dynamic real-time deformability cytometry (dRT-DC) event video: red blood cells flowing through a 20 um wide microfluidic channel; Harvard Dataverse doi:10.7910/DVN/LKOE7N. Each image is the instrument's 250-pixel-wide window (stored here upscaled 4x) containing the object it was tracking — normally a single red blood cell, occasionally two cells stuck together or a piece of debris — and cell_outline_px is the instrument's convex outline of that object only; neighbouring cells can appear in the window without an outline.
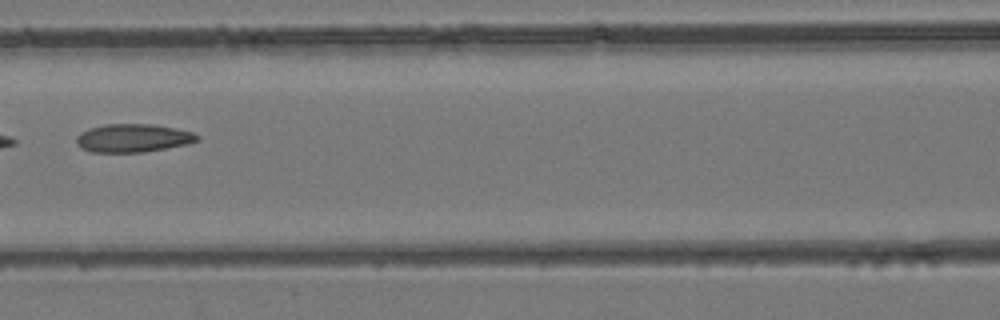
{"species": "common noctule bat (a hibernating species)", "species_latin": "Nyctalus noctula", "temperature_condition": "room temperature", "stored_images_in_passage": 7, "camera_frame_rate_fps": 3000, "um_per_image_px": 0.085, "animal": {"sex": "female", "body_mass_g": 24.6, "forearm_length_mm": 56.2}, "frame": {"image": 1, "passage_image": 6, "time_ms": 5.667, "image_size_px": [1000, 320], "cell_outline_px": [[200, 140], [188, 144], [144, 152], [88, 152], [80, 148], [76, 144], [76, 136], [80, 132], [88, 128], [104, 124], [152, 124], [176, 128], [192, 132], [200, 136]], "centroid_in_image_um": [11.28, 11.73], "position_along_channel_um": 155.3, "area_um2": 20.17}}
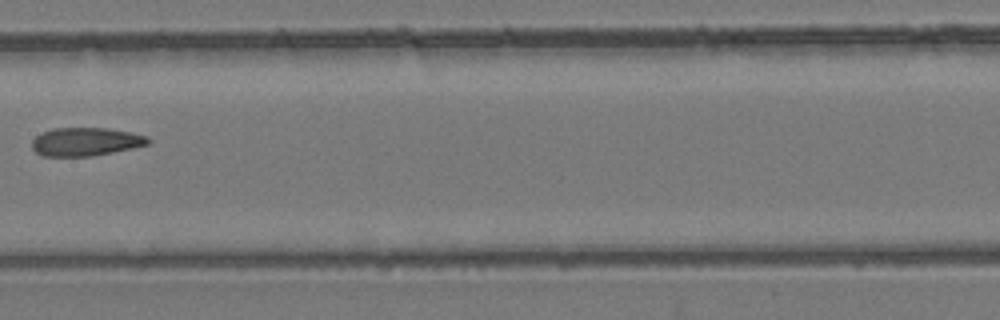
{"frame": {"image": 2, "passage_image": 7, "time_ms": 6.667, "image_size_px": [1000, 320], "cell_outline_px": [[152, 140], [148, 144], [132, 148], [92, 156], [44, 156], [36, 152], [32, 148], [32, 140], [36, 136], [44, 132], [56, 128], [108, 128], [132, 132], [148, 136]], "centroid_in_image_um": [7.32, 12.04], "position_along_channel_um": 200.1, "area_um2": 19.13}}